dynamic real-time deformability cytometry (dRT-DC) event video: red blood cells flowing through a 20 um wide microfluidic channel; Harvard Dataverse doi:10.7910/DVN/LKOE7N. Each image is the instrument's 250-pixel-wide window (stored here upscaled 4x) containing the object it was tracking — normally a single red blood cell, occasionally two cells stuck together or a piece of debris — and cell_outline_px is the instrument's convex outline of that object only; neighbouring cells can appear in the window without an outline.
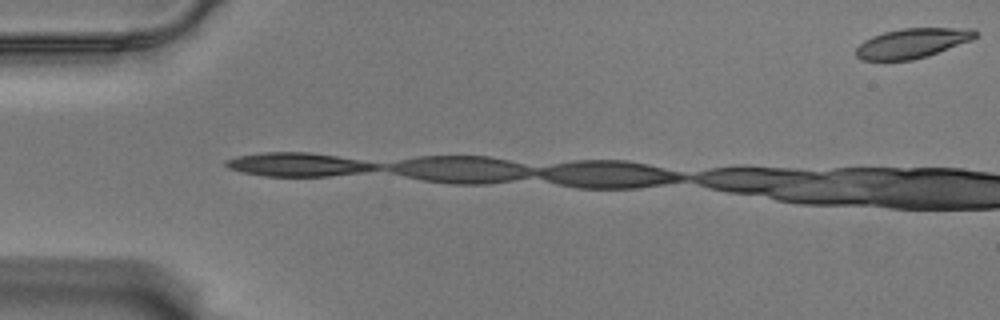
{"species": "Egyptian fruit bat (a non-hibernating species)", "species_latin": "Rousettus aegyptiacus", "temperature_condition": "warm", "stored_images_in_passage": 3, "camera_frame_rate_fps": 3000, "um_per_image_px": 0.085, "animal": {"sex": "male"}, "frame": {"image": 1, "passage_image": 1, "time_ms": 0.0, "image_size_px": [1000, 320], "cell_outline_px": [[976, 36], [972, 40], [928, 56], [912, 60], [860, 60], [856, 56], [856, 48], [864, 40], [872, 36], [884, 32], [900, 28], [976, 28]], "centroid_in_image_um": [77.54, 3.66], "position_along_channel_um": 7.5, "area_um2": 20.75}}